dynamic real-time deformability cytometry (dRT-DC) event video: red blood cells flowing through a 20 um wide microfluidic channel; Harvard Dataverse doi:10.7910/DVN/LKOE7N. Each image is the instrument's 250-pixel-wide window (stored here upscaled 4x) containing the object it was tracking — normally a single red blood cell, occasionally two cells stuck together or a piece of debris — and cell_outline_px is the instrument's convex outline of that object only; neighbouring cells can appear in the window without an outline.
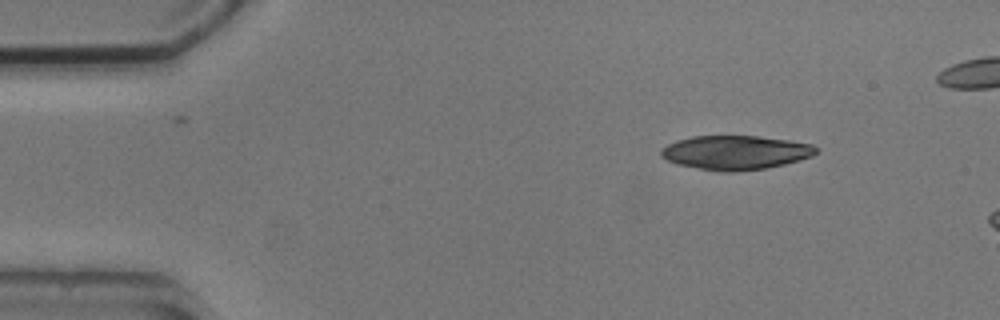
{"species": "common noctule bat (a hibernating species)", "species_latin": "Nyctalus noctula", "temperature_condition": "cold", "stored_images_in_passage": 3, "camera_frame_rate_fps": 3000, "um_per_image_px": 0.085, "animal": {"sex": "male", "body_mass_g": 20.5, "forearm_length_mm": 52.5}, "frame": {"image": 1, "passage_image": 1, "time_ms": 0.0, "image_size_px": [1000, 320], "cell_outline_px": [[820, 148], [812, 156], [800, 160], [768, 168], [736, 172], [720, 172], [676, 164], [660, 156], [660, 152], [668, 144], [676, 140], [692, 136], [760, 136], [788, 140], [812, 144]], "centroid_in_image_um": [62.54, 12.97], "position_along_channel_um": 22.5, "area_um2": 30.98}}